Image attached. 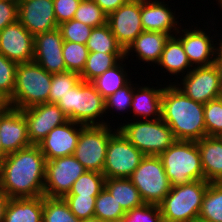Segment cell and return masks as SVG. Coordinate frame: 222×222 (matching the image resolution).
I'll return each instance as SVG.
<instances>
[{
  "label": "cell",
  "mask_w": 222,
  "mask_h": 222,
  "mask_svg": "<svg viewBox=\"0 0 222 222\" xmlns=\"http://www.w3.org/2000/svg\"><path fill=\"white\" fill-rule=\"evenodd\" d=\"M46 158L38 145L9 153L0 163V189L9 198L44 195Z\"/></svg>",
  "instance_id": "obj_1"
},
{
  "label": "cell",
  "mask_w": 222,
  "mask_h": 222,
  "mask_svg": "<svg viewBox=\"0 0 222 222\" xmlns=\"http://www.w3.org/2000/svg\"><path fill=\"white\" fill-rule=\"evenodd\" d=\"M168 85L162 93L161 118L175 139L198 141L206 137L204 104L187 97L175 83Z\"/></svg>",
  "instance_id": "obj_2"
},
{
  "label": "cell",
  "mask_w": 222,
  "mask_h": 222,
  "mask_svg": "<svg viewBox=\"0 0 222 222\" xmlns=\"http://www.w3.org/2000/svg\"><path fill=\"white\" fill-rule=\"evenodd\" d=\"M52 74L38 63H21L16 68L15 87L8 106L22 110L48 102Z\"/></svg>",
  "instance_id": "obj_3"
},
{
  "label": "cell",
  "mask_w": 222,
  "mask_h": 222,
  "mask_svg": "<svg viewBox=\"0 0 222 222\" xmlns=\"http://www.w3.org/2000/svg\"><path fill=\"white\" fill-rule=\"evenodd\" d=\"M68 119L83 125H107L99 120L105 111V99L91 82L82 79L56 102ZM102 115V116H101ZM97 119V120H96Z\"/></svg>",
  "instance_id": "obj_4"
},
{
  "label": "cell",
  "mask_w": 222,
  "mask_h": 222,
  "mask_svg": "<svg viewBox=\"0 0 222 222\" xmlns=\"http://www.w3.org/2000/svg\"><path fill=\"white\" fill-rule=\"evenodd\" d=\"M159 157L171 186L204 180L197 141L176 140Z\"/></svg>",
  "instance_id": "obj_5"
},
{
  "label": "cell",
  "mask_w": 222,
  "mask_h": 222,
  "mask_svg": "<svg viewBox=\"0 0 222 222\" xmlns=\"http://www.w3.org/2000/svg\"><path fill=\"white\" fill-rule=\"evenodd\" d=\"M208 181L197 180L171 187L159 204L163 222H197Z\"/></svg>",
  "instance_id": "obj_6"
},
{
  "label": "cell",
  "mask_w": 222,
  "mask_h": 222,
  "mask_svg": "<svg viewBox=\"0 0 222 222\" xmlns=\"http://www.w3.org/2000/svg\"><path fill=\"white\" fill-rule=\"evenodd\" d=\"M125 138L132 143L145 156H159L167 150L175 141L170 127L159 119H140L118 127Z\"/></svg>",
  "instance_id": "obj_7"
},
{
  "label": "cell",
  "mask_w": 222,
  "mask_h": 222,
  "mask_svg": "<svg viewBox=\"0 0 222 222\" xmlns=\"http://www.w3.org/2000/svg\"><path fill=\"white\" fill-rule=\"evenodd\" d=\"M129 179L146 204L159 205L172 187L161 158L154 155H146Z\"/></svg>",
  "instance_id": "obj_8"
},
{
  "label": "cell",
  "mask_w": 222,
  "mask_h": 222,
  "mask_svg": "<svg viewBox=\"0 0 222 222\" xmlns=\"http://www.w3.org/2000/svg\"><path fill=\"white\" fill-rule=\"evenodd\" d=\"M111 128L110 124L88 125L81 130L73 155L87 171L103 173L109 139L118 131Z\"/></svg>",
  "instance_id": "obj_9"
},
{
  "label": "cell",
  "mask_w": 222,
  "mask_h": 222,
  "mask_svg": "<svg viewBox=\"0 0 222 222\" xmlns=\"http://www.w3.org/2000/svg\"><path fill=\"white\" fill-rule=\"evenodd\" d=\"M144 157L118 130L109 139L103 175L105 178H129Z\"/></svg>",
  "instance_id": "obj_10"
},
{
  "label": "cell",
  "mask_w": 222,
  "mask_h": 222,
  "mask_svg": "<svg viewBox=\"0 0 222 222\" xmlns=\"http://www.w3.org/2000/svg\"><path fill=\"white\" fill-rule=\"evenodd\" d=\"M86 171L74 155L46 160L44 196L63 198Z\"/></svg>",
  "instance_id": "obj_11"
},
{
  "label": "cell",
  "mask_w": 222,
  "mask_h": 222,
  "mask_svg": "<svg viewBox=\"0 0 222 222\" xmlns=\"http://www.w3.org/2000/svg\"><path fill=\"white\" fill-rule=\"evenodd\" d=\"M175 85L190 99L206 104L222 97L220 73L215 64L210 66L194 67Z\"/></svg>",
  "instance_id": "obj_12"
},
{
  "label": "cell",
  "mask_w": 222,
  "mask_h": 222,
  "mask_svg": "<svg viewBox=\"0 0 222 222\" xmlns=\"http://www.w3.org/2000/svg\"><path fill=\"white\" fill-rule=\"evenodd\" d=\"M107 24L118 44L125 51L143 30L141 0H129L108 15Z\"/></svg>",
  "instance_id": "obj_13"
},
{
  "label": "cell",
  "mask_w": 222,
  "mask_h": 222,
  "mask_svg": "<svg viewBox=\"0 0 222 222\" xmlns=\"http://www.w3.org/2000/svg\"><path fill=\"white\" fill-rule=\"evenodd\" d=\"M27 121L28 138L31 144L38 145L48 133L69 121L68 116L56 103H44L22 109Z\"/></svg>",
  "instance_id": "obj_14"
},
{
  "label": "cell",
  "mask_w": 222,
  "mask_h": 222,
  "mask_svg": "<svg viewBox=\"0 0 222 222\" xmlns=\"http://www.w3.org/2000/svg\"><path fill=\"white\" fill-rule=\"evenodd\" d=\"M0 54L17 63L34 59V36L17 20L0 31Z\"/></svg>",
  "instance_id": "obj_15"
},
{
  "label": "cell",
  "mask_w": 222,
  "mask_h": 222,
  "mask_svg": "<svg viewBox=\"0 0 222 222\" xmlns=\"http://www.w3.org/2000/svg\"><path fill=\"white\" fill-rule=\"evenodd\" d=\"M18 21L33 36L57 29L53 0H18Z\"/></svg>",
  "instance_id": "obj_16"
},
{
  "label": "cell",
  "mask_w": 222,
  "mask_h": 222,
  "mask_svg": "<svg viewBox=\"0 0 222 222\" xmlns=\"http://www.w3.org/2000/svg\"><path fill=\"white\" fill-rule=\"evenodd\" d=\"M63 43L60 30L54 29L34 36V59L48 73L57 74L66 71L63 58Z\"/></svg>",
  "instance_id": "obj_17"
},
{
  "label": "cell",
  "mask_w": 222,
  "mask_h": 222,
  "mask_svg": "<svg viewBox=\"0 0 222 222\" xmlns=\"http://www.w3.org/2000/svg\"><path fill=\"white\" fill-rule=\"evenodd\" d=\"M85 126L86 125L69 120L63 125L52 129L48 135L38 143L46 160L73 155L80 137V132ZM78 127L80 128L78 129Z\"/></svg>",
  "instance_id": "obj_18"
},
{
  "label": "cell",
  "mask_w": 222,
  "mask_h": 222,
  "mask_svg": "<svg viewBox=\"0 0 222 222\" xmlns=\"http://www.w3.org/2000/svg\"><path fill=\"white\" fill-rule=\"evenodd\" d=\"M0 139L3 150L9 154L31 146L27 121L22 110L7 107L0 112Z\"/></svg>",
  "instance_id": "obj_19"
},
{
  "label": "cell",
  "mask_w": 222,
  "mask_h": 222,
  "mask_svg": "<svg viewBox=\"0 0 222 222\" xmlns=\"http://www.w3.org/2000/svg\"><path fill=\"white\" fill-rule=\"evenodd\" d=\"M191 30L190 28L189 30L182 29V35L177 37L181 41L191 65L201 67L215 64L218 46L216 47L212 41L214 36L210 37L203 29Z\"/></svg>",
  "instance_id": "obj_20"
},
{
  "label": "cell",
  "mask_w": 222,
  "mask_h": 222,
  "mask_svg": "<svg viewBox=\"0 0 222 222\" xmlns=\"http://www.w3.org/2000/svg\"><path fill=\"white\" fill-rule=\"evenodd\" d=\"M167 6L169 5L160 0H141V21L144 31L162 32L170 36H174V31L177 35L181 32L175 14Z\"/></svg>",
  "instance_id": "obj_21"
},
{
  "label": "cell",
  "mask_w": 222,
  "mask_h": 222,
  "mask_svg": "<svg viewBox=\"0 0 222 222\" xmlns=\"http://www.w3.org/2000/svg\"><path fill=\"white\" fill-rule=\"evenodd\" d=\"M204 180L222 182V141L218 136H206L197 141Z\"/></svg>",
  "instance_id": "obj_22"
},
{
  "label": "cell",
  "mask_w": 222,
  "mask_h": 222,
  "mask_svg": "<svg viewBox=\"0 0 222 222\" xmlns=\"http://www.w3.org/2000/svg\"><path fill=\"white\" fill-rule=\"evenodd\" d=\"M170 35L162 32L143 31L125 50V59L133 50L139 60L157 64L160 61L166 41Z\"/></svg>",
  "instance_id": "obj_23"
},
{
  "label": "cell",
  "mask_w": 222,
  "mask_h": 222,
  "mask_svg": "<svg viewBox=\"0 0 222 222\" xmlns=\"http://www.w3.org/2000/svg\"><path fill=\"white\" fill-rule=\"evenodd\" d=\"M43 196L10 198L3 222H42Z\"/></svg>",
  "instance_id": "obj_24"
},
{
  "label": "cell",
  "mask_w": 222,
  "mask_h": 222,
  "mask_svg": "<svg viewBox=\"0 0 222 222\" xmlns=\"http://www.w3.org/2000/svg\"><path fill=\"white\" fill-rule=\"evenodd\" d=\"M153 87L154 86H152V88H150V86L134 87L133 101L130 108L134 113V117L141 116L140 118L143 117V119H150V117L151 119L161 118L162 93L164 88L156 89Z\"/></svg>",
  "instance_id": "obj_25"
},
{
  "label": "cell",
  "mask_w": 222,
  "mask_h": 222,
  "mask_svg": "<svg viewBox=\"0 0 222 222\" xmlns=\"http://www.w3.org/2000/svg\"><path fill=\"white\" fill-rule=\"evenodd\" d=\"M157 65H160L162 69H165L171 75L176 76L180 75V72L185 74L187 71L186 74H188L192 68H194L185 53L181 41L176 37V35L170 36L166 41L160 61Z\"/></svg>",
  "instance_id": "obj_26"
},
{
  "label": "cell",
  "mask_w": 222,
  "mask_h": 222,
  "mask_svg": "<svg viewBox=\"0 0 222 222\" xmlns=\"http://www.w3.org/2000/svg\"><path fill=\"white\" fill-rule=\"evenodd\" d=\"M104 187L115 197L125 212L144 204L138 189L129 178H105Z\"/></svg>",
  "instance_id": "obj_27"
},
{
  "label": "cell",
  "mask_w": 222,
  "mask_h": 222,
  "mask_svg": "<svg viewBox=\"0 0 222 222\" xmlns=\"http://www.w3.org/2000/svg\"><path fill=\"white\" fill-rule=\"evenodd\" d=\"M122 59H125V53L89 52L84 69L80 73V78L85 82H91L117 65Z\"/></svg>",
  "instance_id": "obj_28"
},
{
  "label": "cell",
  "mask_w": 222,
  "mask_h": 222,
  "mask_svg": "<svg viewBox=\"0 0 222 222\" xmlns=\"http://www.w3.org/2000/svg\"><path fill=\"white\" fill-rule=\"evenodd\" d=\"M198 222H222V182H209Z\"/></svg>",
  "instance_id": "obj_29"
},
{
  "label": "cell",
  "mask_w": 222,
  "mask_h": 222,
  "mask_svg": "<svg viewBox=\"0 0 222 222\" xmlns=\"http://www.w3.org/2000/svg\"><path fill=\"white\" fill-rule=\"evenodd\" d=\"M124 59L117 65L105 71L102 75L96 77L91 83L95 89L103 96L104 99L115 93L117 89H120L127 85L130 80L127 78V74L122 64Z\"/></svg>",
  "instance_id": "obj_30"
},
{
  "label": "cell",
  "mask_w": 222,
  "mask_h": 222,
  "mask_svg": "<svg viewBox=\"0 0 222 222\" xmlns=\"http://www.w3.org/2000/svg\"><path fill=\"white\" fill-rule=\"evenodd\" d=\"M86 46L89 52L125 53L108 24L93 28Z\"/></svg>",
  "instance_id": "obj_31"
},
{
  "label": "cell",
  "mask_w": 222,
  "mask_h": 222,
  "mask_svg": "<svg viewBox=\"0 0 222 222\" xmlns=\"http://www.w3.org/2000/svg\"><path fill=\"white\" fill-rule=\"evenodd\" d=\"M126 215L115 197L104 187L95 199L94 216L103 222L121 221Z\"/></svg>",
  "instance_id": "obj_32"
},
{
  "label": "cell",
  "mask_w": 222,
  "mask_h": 222,
  "mask_svg": "<svg viewBox=\"0 0 222 222\" xmlns=\"http://www.w3.org/2000/svg\"><path fill=\"white\" fill-rule=\"evenodd\" d=\"M63 198L43 195L42 222H80Z\"/></svg>",
  "instance_id": "obj_33"
},
{
  "label": "cell",
  "mask_w": 222,
  "mask_h": 222,
  "mask_svg": "<svg viewBox=\"0 0 222 222\" xmlns=\"http://www.w3.org/2000/svg\"><path fill=\"white\" fill-rule=\"evenodd\" d=\"M104 183L103 173L86 171L74 182L66 195L98 196L104 188Z\"/></svg>",
  "instance_id": "obj_34"
},
{
  "label": "cell",
  "mask_w": 222,
  "mask_h": 222,
  "mask_svg": "<svg viewBox=\"0 0 222 222\" xmlns=\"http://www.w3.org/2000/svg\"><path fill=\"white\" fill-rule=\"evenodd\" d=\"M107 18L106 13L93 0H81L73 19L96 28L106 25Z\"/></svg>",
  "instance_id": "obj_35"
},
{
  "label": "cell",
  "mask_w": 222,
  "mask_h": 222,
  "mask_svg": "<svg viewBox=\"0 0 222 222\" xmlns=\"http://www.w3.org/2000/svg\"><path fill=\"white\" fill-rule=\"evenodd\" d=\"M62 53L66 64V71L80 74L84 69L89 55L87 46L85 44L64 41Z\"/></svg>",
  "instance_id": "obj_36"
},
{
  "label": "cell",
  "mask_w": 222,
  "mask_h": 222,
  "mask_svg": "<svg viewBox=\"0 0 222 222\" xmlns=\"http://www.w3.org/2000/svg\"><path fill=\"white\" fill-rule=\"evenodd\" d=\"M80 80V74L72 71L52 74L48 103H56L60 97H63Z\"/></svg>",
  "instance_id": "obj_37"
},
{
  "label": "cell",
  "mask_w": 222,
  "mask_h": 222,
  "mask_svg": "<svg viewBox=\"0 0 222 222\" xmlns=\"http://www.w3.org/2000/svg\"><path fill=\"white\" fill-rule=\"evenodd\" d=\"M206 136L222 134V97L204 104Z\"/></svg>",
  "instance_id": "obj_38"
},
{
  "label": "cell",
  "mask_w": 222,
  "mask_h": 222,
  "mask_svg": "<svg viewBox=\"0 0 222 222\" xmlns=\"http://www.w3.org/2000/svg\"><path fill=\"white\" fill-rule=\"evenodd\" d=\"M58 29L64 41L86 45L93 28L82 22L71 19L58 25Z\"/></svg>",
  "instance_id": "obj_39"
},
{
  "label": "cell",
  "mask_w": 222,
  "mask_h": 222,
  "mask_svg": "<svg viewBox=\"0 0 222 222\" xmlns=\"http://www.w3.org/2000/svg\"><path fill=\"white\" fill-rule=\"evenodd\" d=\"M17 65L0 54V95L7 101L14 92Z\"/></svg>",
  "instance_id": "obj_40"
},
{
  "label": "cell",
  "mask_w": 222,
  "mask_h": 222,
  "mask_svg": "<svg viewBox=\"0 0 222 222\" xmlns=\"http://www.w3.org/2000/svg\"><path fill=\"white\" fill-rule=\"evenodd\" d=\"M97 196L65 195L63 199L68 204L70 211L79 219L94 216L95 199Z\"/></svg>",
  "instance_id": "obj_41"
},
{
  "label": "cell",
  "mask_w": 222,
  "mask_h": 222,
  "mask_svg": "<svg viewBox=\"0 0 222 222\" xmlns=\"http://www.w3.org/2000/svg\"><path fill=\"white\" fill-rule=\"evenodd\" d=\"M123 222H163L159 205L146 204L126 212Z\"/></svg>",
  "instance_id": "obj_42"
},
{
  "label": "cell",
  "mask_w": 222,
  "mask_h": 222,
  "mask_svg": "<svg viewBox=\"0 0 222 222\" xmlns=\"http://www.w3.org/2000/svg\"><path fill=\"white\" fill-rule=\"evenodd\" d=\"M131 83L130 81L127 85L117 89L115 93L105 99V111L108 112L112 108V110L117 109V111L121 112L127 110L128 112V108H131L133 101L134 85Z\"/></svg>",
  "instance_id": "obj_43"
},
{
  "label": "cell",
  "mask_w": 222,
  "mask_h": 222,
  "mask_svg": "<svg viewBox=\"0 0 222 222\" xmlns=\"http://www.w3.org/2000/svg\"><path fill=\"white\" fill-rule=\"evenodd\" d=\"M53 2L57 24L60 25L74 18L81 0H53Z\"/></svg>",
  "instance_id": "obj_44"
},
{
  "label": "cell",
  "mask_w": 222,
  "mask_h": 222,
  "mask_svg": "<svg viewBox=\"0 0 222 222\" xmlns=\"http://www.w3.org/2000/svg\"><path fill=\"white\" fill-rule=\"evenodd\" d=\"M18 20V0H0V31Z\"/></svg>",
  "instance_id": "obj_45"
},
{
  "label": "cell",
  "mask_w": 222,
  "mask_h": 222,
  "mask_svg": "<svg viewBox=\"0 0 222 222\" xmlns=\"http://www.w3.org/2000/svg\"><path fill=\"white\" fill-rule=\"evenodd\" d=\"M108 16L119 7L126 4L129 0H93Z\"/></svg>",
  "instance_id": "obj_46"
},
{
  "label": "cell",
  "mask_w": 222,
  "mask_h": 222,
  "mask_svg": "<svg viewBox=\"0 0 222 222\" xmlns=\"http://www.w3.org/2000/svg\"><path fill=\"white\" fill-rule=\"evenodd\" d=\"M220 40L221 41L219 43L218 50L216 53L215 65L217 66L220 73V84H221V89H222V39Z\"/></svg>",
  "instance_id": "obj_47"
},
{
  "label": "cell",
  "mask_w": 222,
  "mask_h": 222,
  "mask_svg": "<svg viewBox=\"0 0 222 222\" xmlns=\"http://www.w3.org/2000/svg\"><path fill=\"white\" fill-rule=\"evenodd\" d=\"M9 197L0 189V222H3Z\"/></svg>",
  "instance_id": "obj_48"
},
{
  "label": "cell",
  "mask_w": 222,
  "mask_h": 222,
  "mask_svg": "<svg viewBox=\"0 0 222 222\" xmlns=\"http://www.w3.org/2000/svg\"><path fill=\"white\" fill-rule=\"evenodd\" d=\"M8 107L7 100L0 95V112H3Z\"/></svg>",
  "instance_id": "obj_49"
},
{
  "label": "cell",
  "mask_w": 222,
  "mask_h": 222,
  "mask_svg": "<svg viewBox=\"0 0 222 222\" xmlns=\"http://www.w3.org/2000/svg\"><path fill=\"white\" fill-rule=\"evenodd\" d=\"M8 154L3 150L2 148V144H1V139H0V163L4 160V158L7 156Z\"/></svg>",
  "instance_id": "obj_50"
},
{
  "label": "cell",
  "mask_w": 222,
  "mask_h": 222,
  "mask_svg": "<svg viewBox=\"0 0 222 222\" xmlns=\"http://www.w3.org/2000/svg\"><path fill=\"white\" fill-rule=\"evenodd\" d=\"M80 222H103L100 219L96 218L95 216L87 218V219H83Z\"/></svg>",
  "instance_id": "obj_51"
},
{
  "label": "cell",
  "mask_w": 222,
  "mask_h": 222,
  "mask_svg": "<svg viewBox=\"0 0 222 222\" xmlns=\"http://www.w3.org/2000/svg\"><path fill=\"white\" fill-rule=\"evenodd\" d=\"M220 8L222 7V0H218Z\"/></svg>",
  "instance_id": "obj_52"
},
{
  "label": "cell",
  "mask_w": 222,
  "mask_h": 222,
  "mask_svg": "<svg viewBox=\"0 0 222 222\" xmlns=\"http://www.w3.org/2000/svg\"><path fill=\"white\" fill-rule=\"evenodd\" d=\"M218 137H219V138H220V140L222 141V134H220Z\"/></svg>",
  "instance_id": "obj_53"
}]
</instances>
